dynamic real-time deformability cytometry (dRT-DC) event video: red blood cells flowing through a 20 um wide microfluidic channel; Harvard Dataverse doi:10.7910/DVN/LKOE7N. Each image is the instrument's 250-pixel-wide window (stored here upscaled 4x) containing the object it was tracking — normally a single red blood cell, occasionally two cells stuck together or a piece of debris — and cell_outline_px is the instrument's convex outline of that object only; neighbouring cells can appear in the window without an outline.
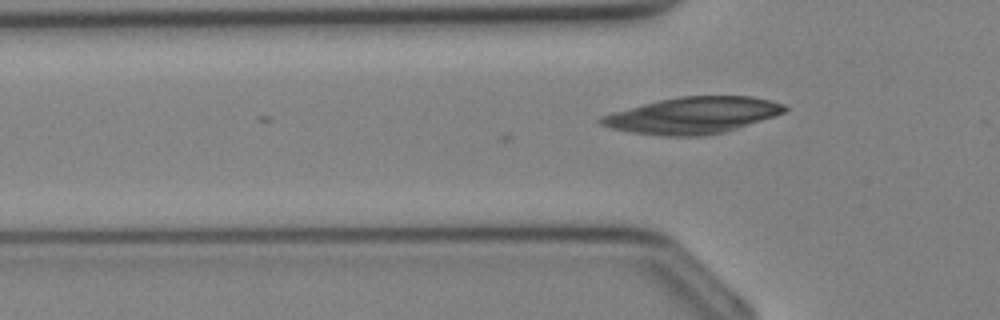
{"species": "Egyptian fruit bat (a non-hibernating species)", "species_latin": "Rousettus aegyptiacus", "temperature_condition": "cold", "stored_images_in_passage": 24, "camera_frame_rate_fps": 3000, "um_per_image_px": 0.085, "animal": {"sex": "female"}, "frame": {"image": 1, "passage_image": 6, "time_ms": 1.667, "image_size_px": [1000, 320], "cell_outline_px": [[788, 108], [784, 112], [776, 116], [724, 132], [700, 136], [660, 136], [632, 132], [612, 128], [600, 124], [596, 120], [600, 116], [612, 112], [660, 100], [680, 96], [752, 96], [784, 104]], "centroid_in_image_um": [58.88, 9.81], "position_along_channel_um": 66.9, "area_um2": 38.9}}
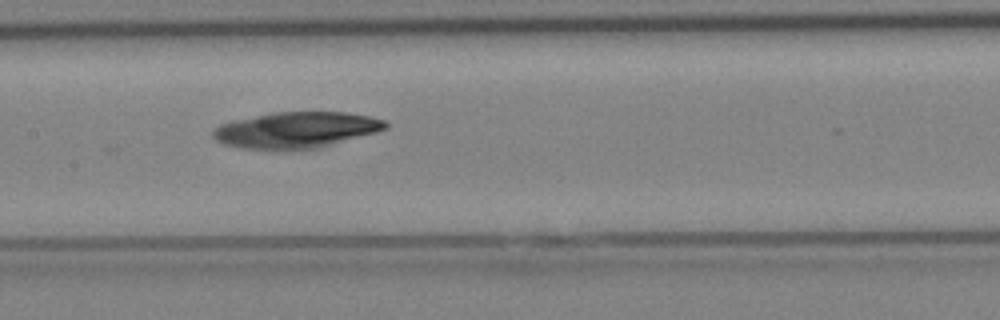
{"frame": {"image": 2, "passage_image": 12, "time_ms": 3.667, "image_size_px": [1000, 320], "cell_outline_px": [[388, 128], [376, 132], [320, 148], [244, 148], [224, 144], [216, 140], [212, 136], [212, 132], [220, 124], [232, 120], [276, 112], [344, 112], [368, 116], [384, 120], [388, 124]], "centroid_in_image_um": [25.19, 11.03], "position_along_channel_um": 182.2, "area_um2": 35.66}}
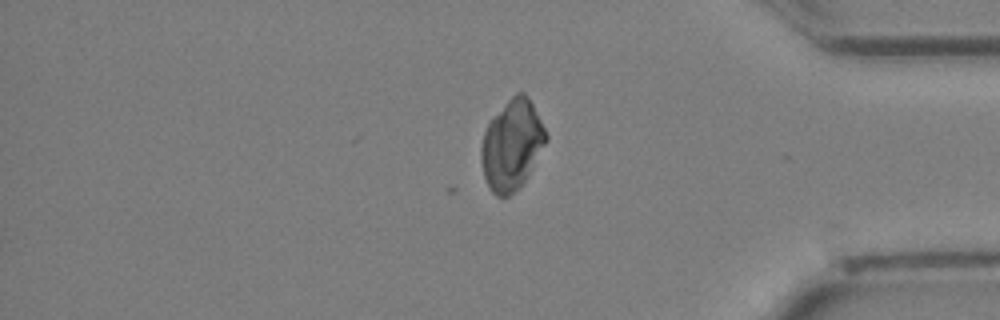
{"frame": {"image": 3, "passage_image": 24, "time_ms": 7.667, "image_size_px": [1000, 320], "cell_outline_px": [[548, 140], [532, 168], [524, 180], [508, 196], [496, 196], [492, 192], [484, 176], [480, 160], [480, 148], [484, 132], [488, 124], [508, 100], [516, 92], [524, 92], [528, 96], [548, 136]], "centroid_in_image_um": [43.5, 12.31], "position_along_channel_um": 391.7, "area_um2": 33.41}}